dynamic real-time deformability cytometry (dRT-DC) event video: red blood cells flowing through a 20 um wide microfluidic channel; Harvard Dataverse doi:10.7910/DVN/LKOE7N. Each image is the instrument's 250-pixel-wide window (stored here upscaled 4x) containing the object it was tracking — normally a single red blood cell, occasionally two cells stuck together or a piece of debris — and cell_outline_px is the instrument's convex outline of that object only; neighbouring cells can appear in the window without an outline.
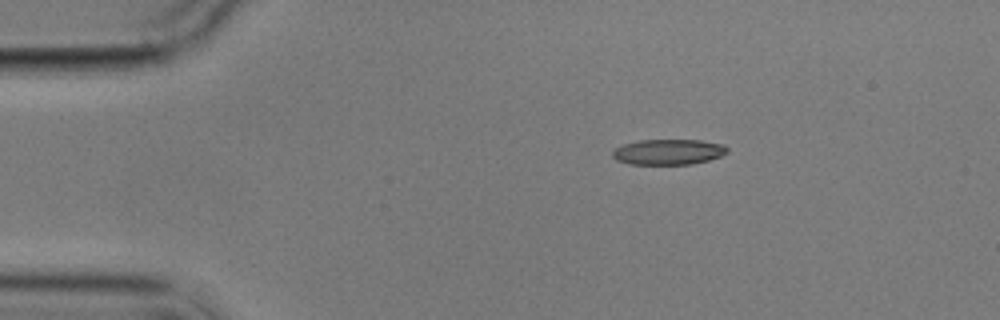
{"species": "common noctule bat (a hibernating species)", "species_latin": "Nyctalus noctula", "temperature_condition": "cold", "stored_images_in_passage": 3, "camera_frame_rate_fps": 3000, "um_per_image_px": 0.085, "animal": {"sex": "male", "body_mass_g": 17.9}, "frame": {"image": 1, "passage_image": 1, "time_ms": 0.0, "image_size_px": [1000, 320], "cell_outline_px": [[728, 152], [720, 156], [708, 160], [692, 164], [628, 164], [616, 160], [612, 156], [612, 152], [616, 148], [624, 144], [640, 140], [700, 140], [724, 144], [728, 148]], "centroid_in_image_um": [56.82, 12.91], "position_along_channel_um": 28.2, "area_um2": 17.05}}
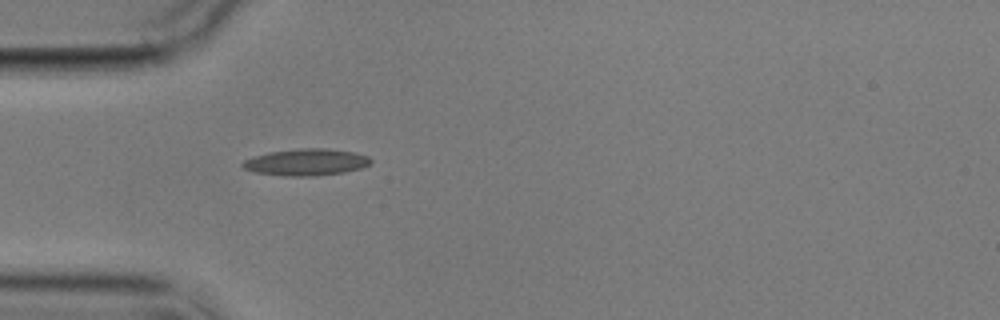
{"frame": {"image": 2, "passage_image": 3, "time_ms": 2.333, "image_size_px": [1000, 320], "cell_outline_px": [[372, 160], [368, 164], [360, 168], [344, 172], [316, 176], [284, 176], [256, 172], [244, 168], [240, 164], [244, 160], [252, 156], [268, 152], [300, 148], [324, 148], [352, 152], [368, 156]], "centroid_in_image_um": [25.98, 13.78], "position_along_channel_um": 59.0, "area_um2": 19.88}}